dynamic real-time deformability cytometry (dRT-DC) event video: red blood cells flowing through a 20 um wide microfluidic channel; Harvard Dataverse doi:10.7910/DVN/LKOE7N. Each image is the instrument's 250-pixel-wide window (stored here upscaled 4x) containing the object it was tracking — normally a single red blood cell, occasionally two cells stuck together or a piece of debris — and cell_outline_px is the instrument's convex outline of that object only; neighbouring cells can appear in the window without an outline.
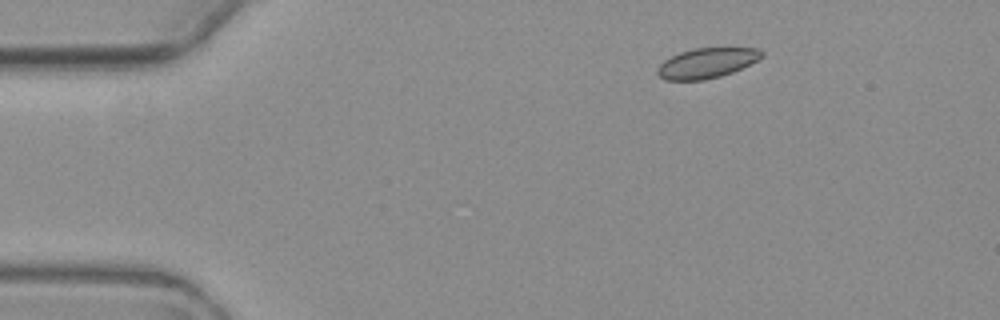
{"species": "common noctule bat (a hibernating species)", "species_latin": "Nyctalus noctula", "temperature_condition": "warm", "stored_images_in_passage": 6, "camera_frame_rate_fps": 3000, "um_per_image_px": 0.085, "animal": {"sex": "female", "body_mass_g": 19.3, "forearm_length_mm": 54.1}, "frame": {"image": 1, "passage_image": 2, "time_ms": 1.0, "image_size_px": [1000, 320], "cell_outline_px": [[764, 56], [732, 72], [720, 76], [704, 80], [664, 80], [656, 72], [656, 68], [664, 60], [680, 52], [692, 48], [756, 48], [764, 52]], "centroid_in_image_um": [60.04, 5.36], "position_along_channel_um": 25.0, "area_um2": 18.15}}
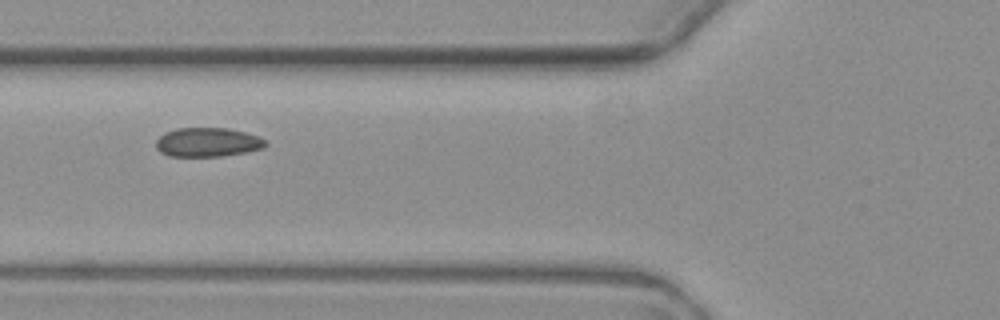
{"frame": {"image": 2, "passage_image": 5, "time_ms": 5.333, "image_size_px": [1000, 320], "cell_outline_px": [[268, 144], [264, 148], [244, 152], [220, 156], [168, 156], [160, 152], [156, 148], [156, 140], [164, 132], [176, 128], [228, 128], [244, 132], [256, 136], [264, 140]], "centroid_in_image_um": [17.6, 12.09], "position_along_channel_um": 108.2, "area_um2": 18.5}}
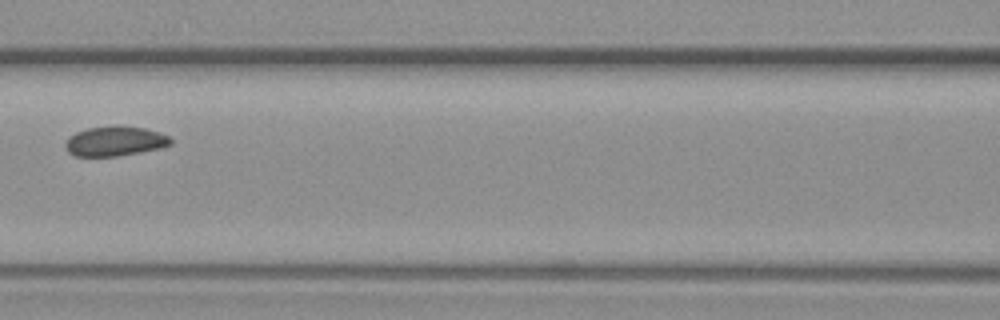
{"frame": {"image": 3, "passage_image": 6, "time_ms": 6.667, "image_size_px": [1000, 320], "cell_outline_px": [[172, 144], [160, 148], [116, 156], [76, 156], [68, 152], [64, 144], [68, 136], [76, 132], [88, 128], [112, 124], [116, 124], [144, 128], [160, 132], [168, 136], [172, 140]], "centroid_in_image_um": [9.75, 11.97], "position_along_channel_um": 156.8, "area_um2": 18.5}}